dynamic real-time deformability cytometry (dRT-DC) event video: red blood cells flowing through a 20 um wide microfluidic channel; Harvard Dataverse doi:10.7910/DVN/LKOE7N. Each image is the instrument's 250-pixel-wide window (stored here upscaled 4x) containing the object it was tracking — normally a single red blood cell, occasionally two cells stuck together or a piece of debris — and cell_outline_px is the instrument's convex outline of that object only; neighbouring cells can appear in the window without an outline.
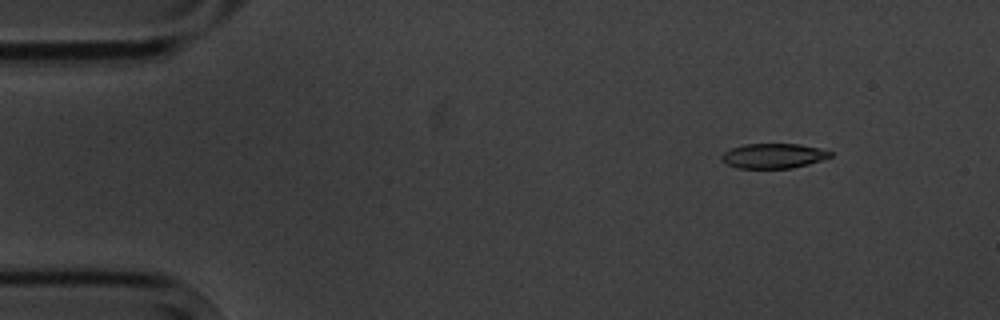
{"species": "common noctule bat (a hibernating species)", "species_latin": "Nyctalus noctula", "temperature_condition": "cold", "stored_images_in_passage": 11, "camera_frame_rate_fps": 3000, "um_per_image_px": 0.085, "animal": {"sex": "male", "body_mass_g": 20.1, "forearm_length_mm": 53.5}, "frame": {"image": 1, "passage_image": 2, "time_ms": 2.0, "image_size_px": [1000, 320], "cell_outline_px": [[832, 156], [808, 164], [792, 168], [740, 168], [728, 164], [720, 156], [724, 152], [732, 148], [744, 144], [800, 144], [820, 148], [832, 152]], "centroid_in_image_um": [65.76, 13.24], "position_along_channel_um": 19.2, "area_um2": 15.55}}
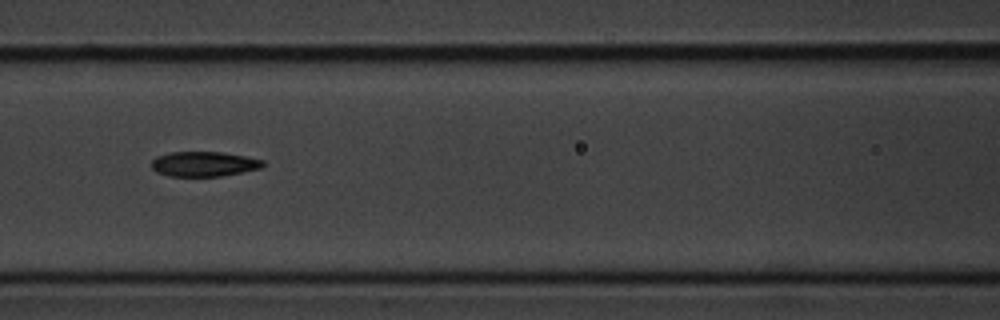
{"frame": {"image": 2, "passage_image": 7, "time_ms": 8.0, "image_size_px": [1000, 320], "cell_outline_px": [[264, 164], [260, 168], [220, 176], [168, 176], [156, 172], [152, 168], [152, 160], [156, 156], [168, 152], [224, 152], [264, 160]], "centroid_in_image_um": [17.29, 13.93], "position_along_channel_um": 149.3, "area_um2": 16.13}}
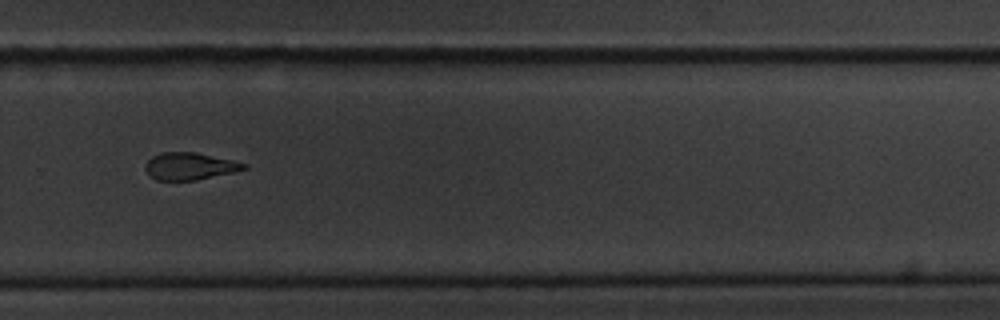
{"frame": {"image": 3, "passage_image": 11, "time_ms": 12.667, "image_size_px": [1000, 320], "cell_outline_px": [[248, 168], [232, 172], [196, 180], [156, 180], [144, 168], [144, 164], [152, 156], [160, 152], [196, 152], [248, 164]], "centroid_in_image_um": [16.1, 14.12], "position_along_channel_um": 313.7, "area_um2": 15.49}}